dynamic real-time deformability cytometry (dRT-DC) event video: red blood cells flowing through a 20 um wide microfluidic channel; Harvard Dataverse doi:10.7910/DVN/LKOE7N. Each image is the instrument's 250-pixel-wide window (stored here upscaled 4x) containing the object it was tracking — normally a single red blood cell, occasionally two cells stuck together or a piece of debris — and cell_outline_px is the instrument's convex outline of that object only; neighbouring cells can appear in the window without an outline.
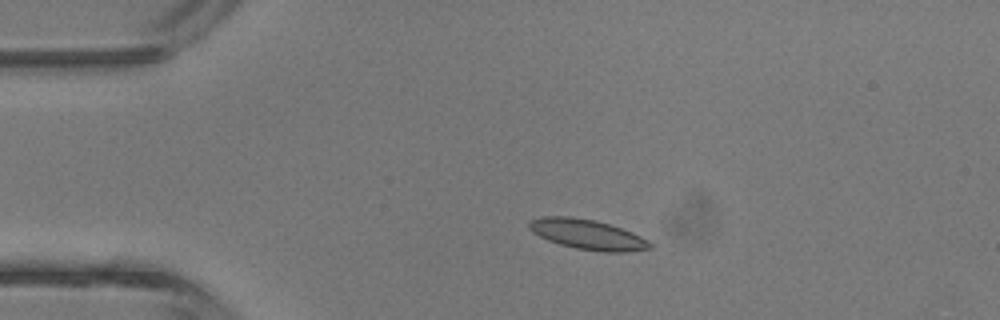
{"species": "common noctule bat (a hibernating species)", "species_latin": "Nyctalus noctula", "temperature_condition": "room temperature", "stored_images_in_passage": 3, "camera_frame_rate_fps": 3000, "um_per_image_px": 0.085, "animal": {"sex": "male", "body_mass_g": 13.3}, "frame": {"image": 1, "passage_image": 3, "time_ms": 2.333, "image_size_px": [1000, 320], "cell_outline_px": [[652, 248], [624, 252], [604, 252], [576, 248], [560, 244], [548, 240], [532, 232], [528, 228], [528, 224], [532, 220], [544, 216], [572, 216], [596, 220], [632, 232], [648, 240], [652, 244]], "centroid_in_image_um": [49.93, 19.92], "position_along_channel_um": 35.1, "area_um2": 21.04}}